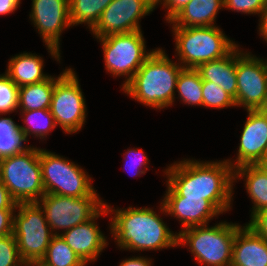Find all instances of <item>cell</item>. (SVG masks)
Wrapping results in <instances>:
<instances>
[{"mask_svg": "<svg viewBox=\"0 0 267 266\" xmlns=\"http://www.w3.org/2000/svg\"><path fill=\"white\" fill-rule=\"evenodd\" d=\"M24 266H41L39 263H25Z\"/></svg>", "mask_w": 267, "mask_h": 266, "instance_id": "obj_41", "label": "cell"}, {"mask_svg": "<svg viewBox=\"0 0 267 266\" xmlns=\"http://www.w3.org/2000/svg\"><path fill=\"white\" fill-rule=\"evenodd\" d=\"M39 154L40 148L30 146L0 159V181L16 203L38 202L45 194Z\"/></svg>", "mask_w": 267, "mask_h": 266, "instance_id": "obj_6", "label": "cell"}, {"mask_svg": "<svg viewBox=\"0 0 267 266\" xmlns=\"http://www.w3.org/2000/svg\"><path fill=\"white\" fill-rule=\"evenodd\" d=\"M68 69L69 68L65 69L57 78L56 76H50L42 82L19 87L18 109H20V111L49 109L55 82Z\"/></svg>", "mask_w": 267, "mask_h": 266, "instance_id": "obj_23", "label": "cell"}, {"mask_svg": "<svg viewBox=\"0 0 267 266\" xmlns=\"http://www.w3.org/2000/svg\"><path fill=\"white\" fill-rule=\"evenodd\" d=\"M13 234L0 237V266H24Z\"/></svg>", "mask_w": 267, "mask_h": 266, "instance_id": "obj_31", "label": "cell"}, {"mask_svg": "<svg viewBox=\"0 0 267 266\" xmlns=\"http://www.w3.org/2000/svg\"><path fill=\"white\" fill-rule=\"evenodd\" d=\"M25 126L19 125L20 130L27 139L29 135H34L45 140L49 132L51 133L56 124L54 117L49 109H40L32 111H20Z\"/></svg>", "mask_w": 267, "mask_h": 266, "instance_id": "obj_28", "label": "cell"}, {"mask_svg": "<svg viewBox=\"0 0 267 266\" xmlns=\"http://www.w3.org/2000/svg\"><path fill=\"white\" fill-rule=\"evenodd\" d=\"M261 165L262 166H267V158H266L265 162H263Z\"/></svg>", "mask_w": 267, "mask_h": 266, "instance_id": "obj_42", "label": "cell"}, {"mask_svg": "<svg viewBox=\"0 0 267 266\" xmlns=\"http://www.w3.org/2000/svg\"><path fill=\"white\" fill-rule=\"evenodd\" d=\"M160 212L176 217L182 224V230L208 225L210 220L222 214L209 200L178 196L168 185Z\"/></svg>", "mask_w": 267, "mask_h": 266, "instance_id": "obj_16", "label": "cell"}, {"mask_svg": "<svg viewBox=\"0 0 267 266\" xmlns=\"http://www.w3.org/2000/svg\"><path fill=\"white\" fill-rule=\"evenodd\" d=\"M184 104L203 106L202 79L193 68H183L177 78L176 90Z\"/></svg>", "mask_w": 267, "mask_h": 266, "instance_id": "obj_26", "label": "cell"}, {"mask_svg": "<svg viewBox=\"0 0 267 266\" xmlns=\"http://www.w3.org/2000/svg\"><path fill=\"white\" fill-rule=\"evenodd\" d=\"M44 60L34 53L24 52L13 56L5 74L18 86L31 85L48 79L51 75L43 73Z\"/></svg>", "mask_w": 267, "mask_h": 266, "instance_id": "obj_21", "label": "cell"}, {"mask_svg": "<svg viewBox=\"0 0 267 266\" xmlns=\"http://www.w3.org/2000/svg\"><path fill=\"white\" fill-rule=\"evenodd\" d=\"M28 140L12 118L0 116V159L22 153L30 148ZM24 142V143H22Z\"/></svg>", "mask_w": 267, "mask_h": 266, "instance_id": "obj_25", "label": "cell"}, {"mask_svg": "<svg viewBox=\"0 0 267 266\" xmlns=\"http://www.w3.org/2000/svg\"><path fill=\"white\" fill-rule=\"evenodd\" d=\"M30 19L42 37L48 52L60 63V36L72 26L69 0H31Z\"/></svg>", "mask_w": 267, "mask_h": 266, "instance_id": "obj_14", "label": "cell"}, {"mask_svg": "<svg viewBox=\"0 0 267 266\" xmlns=\"http://www.w3.org/2000/svg\"><path fill=\"white\" fill-rule=\"evenodd\" d=\"M235 103L245 110H267V60L236 46Z\"/></svg>", "mask_w": 267, "mask_h": 266, "instance_id": "obj_12", "label": "cell"}, {"mask_svg": "<svg viewBox=\"0 0 267 266\" xmlns=\"http://www.w3.org/2000/svg\"><path fill=\"white\" fill-rule=\"evenodd\" d=\"M202 94L203 106L206 108L223 109L236 106L234 98L213 82L202 80Z\"/></svg>", "mask_w": 267, "mask_h": 266, "instance_id": "obj_29", "label": "cell"}, {"mask_svg": "<svg viewBox=\"0 0 267 266\" xmlns=\"http://www.w3.org/2000/svg\"><path fill=\"white\" fill-rule=\"evenodd\" d=\"M97 39L102 44L106 71L113 77L126 75L122 88L155 50L147 52L142 30Z\"/></svg>", "mask_w": 267, "mask_h": 266, "instance_id": "obj_8", "label": "cell"}, {"mask_svg": "<svg viewBox=\"0 0 267 266\" xmlns=\"http://www.w3.org/2000/svg\"><path fill=\"white\" fill-rule=\"evenodd\" d=\"M17 203L10 196L8 189L0 181V209H16Z\"/></svg>", "mask_w": 267, "mask_h": 266, "instance_id": "obj_37", "label": "cell"}, {"mask_svg": "<svg viewBox=\"0 0 267 266\" xmlns=\"http://www.w3.org/2000/svg\"><path fill=\"white\" fill-rule=\"evenodd\" d=\"M201 79L219 85L234 99L237 93L236 47L225 57L199 65Z\"/></svg>", "mask_w": 267, "mask_h": 266, "instance_id": "obj_19", "label": "cell"}, {"mask_svg": "<svg viewBox=\"0 0 267 266\" xmlns=\"http://www.w3.org/2000/svg\"><path fill=\"white\" fill-rule=\"evenodd\" d=\"M237 223L219 222L215 226H194L178 232V246H189L198 264L230 266Z\"/></svg>", "mask_w": 267, "mask_h": 266, "instance_id": "obj_5", "label": "cell"}, {"mask_svg": "<svg viewBox=\"0 0 267 266\" xmlns=\"http://www.w3.org/2000/svg\"><path fill=\"white\" fill-rule=\"evenodd\" d=\"M15 209H0V237L13 234V215Z\"/></svg>", "mask_w": 267, "mask_h": 266, "instance_id": "obj_36", "label": "cell"}, {"mask_svg": "<svg viewBox=\"0 0 267 266\" xmlns=\"http://www.w3.org/2000/svg\"><path fill=\"white\" fill-rule=\"evenodd\" d=\"M219 26L172 27L176 54L183 68L199 65L228 55L238 44L230 40Z\"/></svg>", "mask_w": 267, "mask_h": 266, "instance_id": "obj_4", "label": "cell"}, {"mask_svg": "<svg viewBox=\"0 0 267 266\" xmlns=\"http://www.w3.org/2000/svg\"><path fill=\"white\" fill-rule=\"evenodd\" d=\"M113 0H69L71 25L87 24L91 30Z\"/></svg>", "mask_w": 267, "mask_h": 266, "instance_id": "obj_24", "label": "cell"}, {"mask_svg": "<svg viewBox=\"0 0 267 266\" xmlns=\"http://www.w3.org/2000/svg\"><path fill=\"white\" fill-rule=\"evenodd\" d=\"M127 158L129 159L130 163L127 162V160H128ZM124 160H126L125 161L126 162L125 167L129 171L134 169L133 170L135 172L134 176H140L141 177V175H144L146 173V171L149 170L148 166H147L149 160H148L147 156L144 154V151L142 149H138V148L127 149V151L125 152V159ZM142 166H143V169H141Z\"/></svg>", "mask_w": 267, "mask_h": 266, "instance_id": "obj_33", "label": "cell"}, {"mask_svg": "<svg viewBox=\"0 0 267 266\" xmlns=\"http://www.w3.org/2000/svg\"><path fill=\"white\" fill-rule=\"evenodd\" d=\"M20 3V0H0V15L14 13Z\"/></svg>", "mask_w": 267, "mask_h": 266, "instance_id": "obj_39", "label": "cell"}, {"mask_svg": "<svg viewBox=\"0 0 267 266\" xmlns=\"http://www.w3.org/2000/svg\"><path fill=\"white\" fill-rule=\"evenodd\" d=\"M247 114L236 161L226 160L233 169L262 164L267 158V110H247Z\"/></svg>", "mask_w": 267, "mask_h": 266, "instance_id": "obj_15", "label": "cell"}, {"mask_svg": "<svg viewBox=\"0 0 267 266\" xmlns=\"http://www.w3.org/2000/svg\"><path fill=\"white\" fill-rule=\"evenodd\" d=\"M39 161L45 193L83 197L95 190L91 184L92 177L75 162L41 148Z\"/></svg>", "mask_w": 267, "mask_h": 266, "instance_id": "obj_9", "label": "cell"}, {"mask_svg": "<svg viewBox=\"0 0 267 266\" xmlns=\"http://www.w3.org/2000/svg\"><path fill=\"white\" fill-rule=\"evenodd\" d=\"M231 266H267V240L246 224L236 232Z\"/></svg>", "mask_w": 267, "mask_h": 266, "instance_id": "obj_18", "label": "cell"}, {"mask_svg": "<svg viewBox=\"0 0 267 266\" xmlns=\"http://www.w3.org/2000/svg\"><path fill=\"white\" fill-rule=\"evenodd\" d=\"M259 35L264 38L267 42V3L262 12L260 13V21H259Z\"/></svg>", "mask_w": 267, "mask_h": 266, "instance_id": "obj_40", "label": "cell"}, {"mask_svg": "<svg viewBox=\"0 0 267 266\" xmlns=\"http://www.w3.org/2000/svg\"><path fill=\"white\" fill-rule=\"evenodd\" d=\"M105 207L113 214L110 232L121 250L156 251L178 246V233L174 234L152 208L113 209L107 202Z\"/></svg>", "mask_w": 267, "mask_h": 266, "instance_id": "obj_2", "label": "cell"}, {"mask_svg": "<svg viewBox=\"0 0 267 266\" xmlns=\"http://www.w3.org/2000/svg\"><path fill=\"white\" fill-rule=\"evenodd\" d=\"M224 0H191L170 22L172 27L215 26Z\"/></svg>", "mask_w": 267, "mask_h": 266, "instance_id": "obj_20", "label": "cell"}, {"mask_svg": "<svg viewBox=\"0 0 267 266\" xmlns=\"http://www.w3.org/2000/svg\"><path fill=\"white\" fill-rule=\"evenodd\" d=\"M13 236L25 263H39L45 256L54 234L37 202L17 203L13 215Z\"/></svg>", "mask_w": 267, "mask_h": 266, "instance_id": "obj_7", "label": "cell"}, {"mask_svg": "<svg viewBox=\"0 0 267 266\" xmlns=\"http://www.w3.org/2000/svg\"><path fill=\"white\" fill-rule=\"evenodd\" d=\"M41 266H86L87 264L69 247L60 235H54L47 247Z\"/></svg>", "mask_w": 267, "mask_h": 266, "instance_id": "obj_27", "label": "cell"}, {"mask_svg": "<svg viewBox=\"0 0 267 266\" xmlns=\"http://www.w3.org/2000/svg\"><path fill=\"white\" fill-rule=\"evenodd\" d=\"M191 0H156V5L162 4L167 9L166 21L170 22Z\"/></svg>", "mask_w": 267, "mask_h": 266, "instance_id": "obj_35", "label": "cell"}, {"mask_svg": "<svg viewBox=\"0 0 267 266\" xmlns=\"http://www.w3.org/2000/svg\"><path fill=\"white\" fill-rule=\"evenodd\" d=\"M266 3L267 0H224V9L260 16Z\"/></svg>", "mask_w": 267, "mask_h": 266, "instance_id": "obj_32", "label": "cell"}, {"mask_svg": "<svg viewBox=\"0 0 267 266\" xmlns=\"http://www.w3.org/2000/svg\"><path fill=\"white\" fill-rule=\"evenodd\" d=\"M156 0H113L90 30L95 38L141 30L140 19L156 7Z\"/></svg>", "mask_w": 267, "mask_h": 266, "instance_id": "obj_13", "label": "cell"}, {"mask_svg": "<svg viewBox=\"0 0 267 266\" xmlns=\"http://www.w3.org/2000/svg\"><path fill=\"white\" fill-rule=\"evenodd\" d=\"M183 67L171 61L165 50L156 48L121 90L152 109H166L174 103L177 78Z\"/></svg>", "mask_w": 267, "mask_h": 266, "instance_id": "obj_3", "label": "cell"}, {"mask_svg": "<svg viewBox=\"0 0 267 266\" xmlns=\"http://www.w3.org/2000/svg\"><path fill=\"white\" fill-rule=\"evenodd\" d=\"M244 179L246 191L254 204L250 217L267 208V170L261 165H243L234 169V182Z\"/></svg>", "mask_w": 267, "mask_h": 266, "instance_id": "obj_22", "label": "cell"}, {"mask_svg": "<svg viewBox=\"0 0 267 266\" xmlns=\"http://www.w3.org/2000/svg\"><path fill=\"white\" fill-rule=\"evenodd\" d=\"M104 206L92 219L76 225L75 227L61 233L60 236L69 247L87 264L95 262L99 254L107 247V237L102 233L96 219L102 215H108Z\"/></svg>", "mask_w": 267, "mask_h": 266, "instance_id": "obj_17", "label": "cell"}, {"mask_svg": "<svg viewBox=\"0 0 267 266\" xmlns=\"http://www.w3.org/2000/svg\"><path fill=\"white\" fill-rule=\"evenodd\" d=\"M78 76L69 68L56 82L50 112L56 126L67 134L77 133L86 122L87 107Z\"/></svg>", "mask_w": 267, "mask_h": 266, "instance_id": "obj_11", "label": "cell"}, {"mask_svg": "<svg viewBox=\"0 0 267 266\" xmlns=\"http://www.w3.org/2000/svg\"><path fill=\"white\" fill-rule=\"evenodd\" d=\"M246 225L257 235L267 240V208L254 213Z\"/></svg>", "mask_w": 267, "mask_h": 266, "instance_id": "obj_34", "label": "cell"}, {"mask_svg": "<svg viewBox=\"0 0 267 266\" xmlns=\"http://www.w3.org/2000/svg\"><path fill=\"white\" fill-rule=\"evenodd\" d=\"M19 87L6 75L0 74V115L18 109Z\"/></svg>", "mask_w": 267, "mask_h": 266, "instance_id": "obj_30", "label": "cell"}, {"mask_svg": "<svg viewBox=\"0 0 267 266\" xmlns=\"http://www.w3.org/2000/svg\"><path fill=\"white\" fill-rule=\"evenodd\" d=\"M37 203L43 209L54 235H60L76 225L89 221L105 206L96 190L83 197L45 193Z\"/></svg>", "mask_w": 267, "mask_h": 266, "instance_id": "obj_10", "label": "cell"}, {"mask_svg": "<svg viewBox=\"0 0 267 266\" xmlns=\"http://www.w3.org/2000/svg\"><path fill=\"white\" fill-rule=\"evenodd\" d=\"M166 185L178 196L209 200L221 213L231 209L234 169L224 161L184 159L164 170Z\"/></svg>", "mask_w": 267, "mask_h": 266, "instance_id": "obj_1", "label": "cell"}, {"mask_svg": "<svg viewBox=\"0 0 267 266\" xmlns=\"http://www.w3.org/2000/svg\"><path fill=\"white\" fill-rule=\"evenodd\" d=\"M152 259H148L141 256H133L131 258H126L120 262L119 266H152Z\"/></svg>", "mask_w": 267, "mask_h": 266, "instance_id": "obj_38", "label": "cell"}]
</instances>
